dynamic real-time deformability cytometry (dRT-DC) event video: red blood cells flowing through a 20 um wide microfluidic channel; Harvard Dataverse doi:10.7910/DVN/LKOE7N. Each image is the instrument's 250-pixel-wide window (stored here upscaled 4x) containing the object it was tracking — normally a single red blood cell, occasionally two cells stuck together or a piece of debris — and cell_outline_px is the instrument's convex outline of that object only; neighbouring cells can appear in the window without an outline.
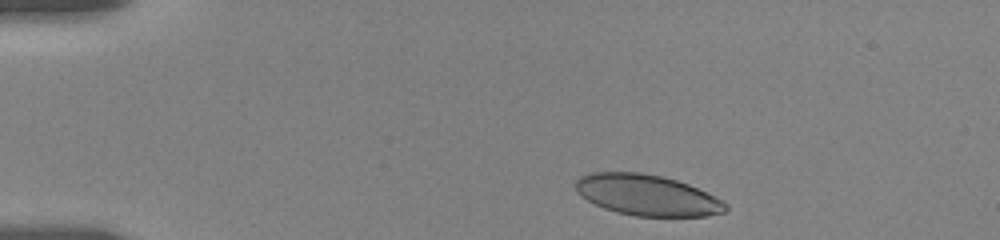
{"species": "human", "species_latin": "Homo sapiens", "temperature_condition": "room temperature", "stored_images_in_passage": 33, "camera_frame_rate_fps": 3000, "um_per_image_px": 0.085, "donor": {"sex": "female"}, "frame": {"image": 1, "passage_image": 2, "time_ms": 0.333, "image_size_px": [1000, 240], "cell_outline_px": [[728, 208], [724, 212], [708, 216], [636, 216], [616, 212], [604, 208], [580, 196], [576, 192], [576, 180], [580, 176], [592, 172], [640, 172], [660, 176], [676, 180], [688, 184], [724, 200], [728, 204]], "centroid_in_image_um": [55.01, 16.59], "position_along_channel_um": 30.0, "area_um2": 35.78}}
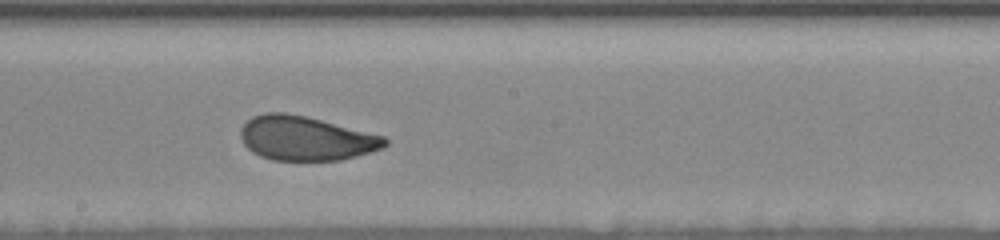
{"frame": {"image": 2, "passage_image": 19, "time_ms": 7.667, "image_size_px": [1000, 240], "cell_outline_px": [[388, 144], [384, 148], [356, 156], [340, 160], [272, 160], [260, 156], [252, 152], [244, 144], [240, 136], [240, 128], [252, 116], [264, 112], [284, 112], [304, 116], [384, 136], [388, 140]], "centroid_in_image_um": [25.97, 11.76], "position_along_channel_um": 222.2, "area_um2": 37.11}}
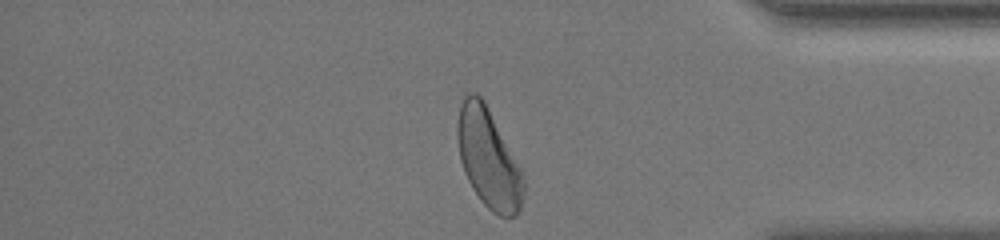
{"frame": {"image": 3, "passage_image": 32, "time_ms": 13.0, "image_size_px": [1000, 240], "cell_outline_px": [[524, 192], [520, 208], [516, 216], [500, 216], [492, 212], [480, 200], [472, 188], [464, 172], [460, 160], [456, 132], [456, 128], [460, 104], [464, 96], [468, 92], [476, 92], [484, 100], [520, 168], [524, 180]], "centroid_in_image_um": [41.49, 13.45], "position_along_channel_um": 393.7, "area_um2": 38.03}, "authors_computed_cell_mechanics": {"area_um2": 37.6856, "velocity_mm_per_s": 3.5481, "shape_relaxation_time_tau1_ms": 3.4735, "shape_relaxation_time_tau2_ms": 0.9811, "deformation_change_tau1": 0.1533, "deformation_change_tau2": 0.067}}